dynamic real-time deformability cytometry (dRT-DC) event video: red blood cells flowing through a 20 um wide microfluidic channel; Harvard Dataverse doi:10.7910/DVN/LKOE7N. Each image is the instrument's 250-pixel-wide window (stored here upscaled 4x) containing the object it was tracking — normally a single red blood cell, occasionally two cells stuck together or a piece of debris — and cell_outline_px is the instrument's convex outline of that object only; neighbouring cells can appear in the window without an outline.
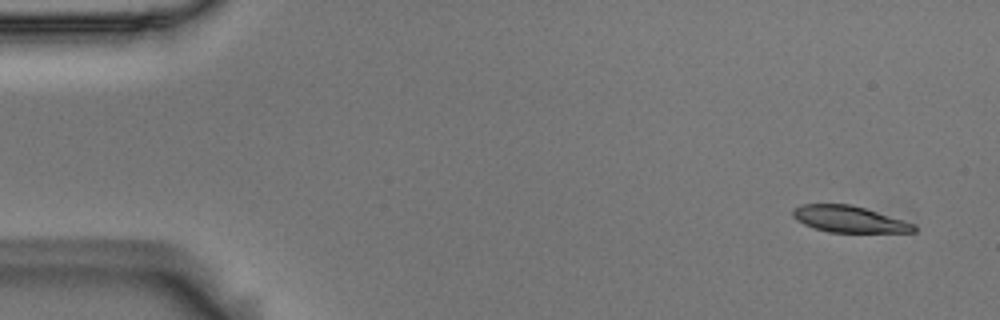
{"species": "Egyptian fruit bat (a non-hibernating species)", "species_latin": "Rousettus aegyptiacus", "temperature_condition": "room temperature", "stored_images_in_passage": 4, "camera_frame_rate_fps": 3000, "um_per_image_px": 0.085, "animal": {"sex": "male"}, "frame": {"image": 1, "passage_image": 1, "time_ms": 0.0, "image_size_px": [1000, 320], "cell_outline_px": [[916, 232], [828, 232], [812, 228], [796, 220], [792, 216], [792, 208], [800, 204], [852, 204], [916, 224]], "centroid_in_image_um": [72.13, 18.62], "position_along_channel_um": 12.9, "area_um2": 18.79}}
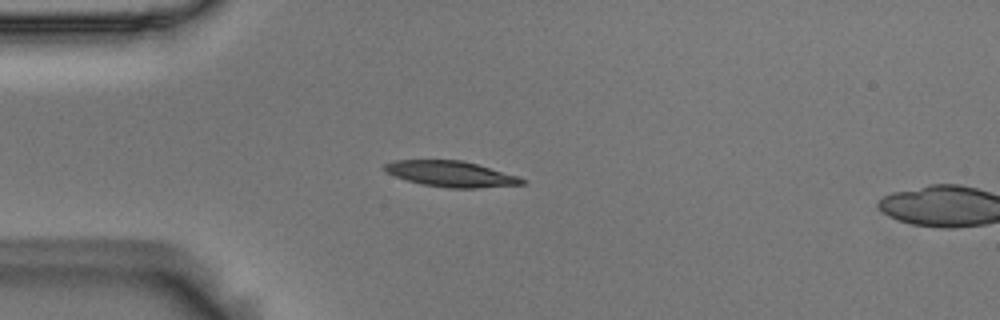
{"frame": {"image": 2, "passage_image": 4, "time_ms": 1.0, "image_size_px": [1000, 320], "cell_outline_px": [[524, 184], [476, 188], [448, 188], [420, 184], [384, 172], [380, 168], [384, 164], [392, 160], [464, 160], [520, 176], [524, 180]], "centroid_in_image_um": [38.3, 14.77], "position_along_channel_um": 46.7, "area_um2": 20.87}}